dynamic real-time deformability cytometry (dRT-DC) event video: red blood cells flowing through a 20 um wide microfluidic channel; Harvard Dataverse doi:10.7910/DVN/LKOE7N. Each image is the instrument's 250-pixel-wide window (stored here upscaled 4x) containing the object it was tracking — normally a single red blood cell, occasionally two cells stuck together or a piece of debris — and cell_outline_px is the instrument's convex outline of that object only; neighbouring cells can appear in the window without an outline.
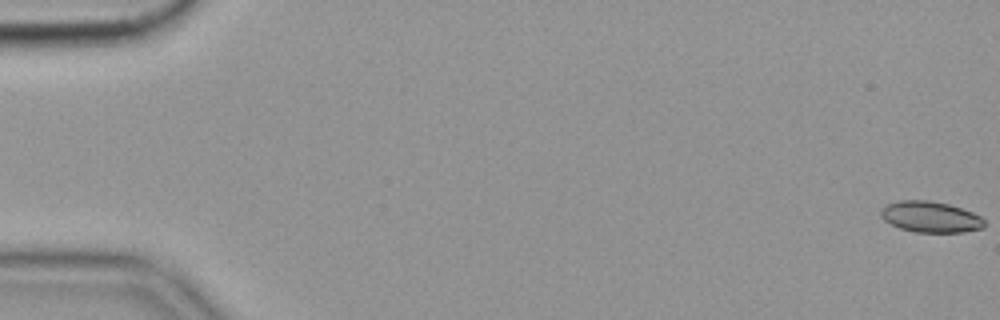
{"species": "common noctule bat (a hibernating species)", "species_latin": "Nyctalus noctula", "temperature_condition": "cold", "stored_images_in_passage": 16, "camera_frame_rate_fps": 3000, "um_per_image_px": 0.085, "animal": {"sex": "female", "body_mass_g": 19.9}, "frame": {"image": 1, "passage_image": 1, "time_ms": 0.0, "image_size_px": [1000, 320], "cell_outline_px": [[984, 228], [964, 232], [912, 232], [900, 228], [884, 220], [880, 216], [880, 212], [888, 204], [900, 200], [928, 200], [948, 204], [972, 212], [980, 216], [984, 220]], "centroid_in_image_um": [79.1, 18.44], "position_along_channel_um": 5.9, "area_um2": 18.61}}